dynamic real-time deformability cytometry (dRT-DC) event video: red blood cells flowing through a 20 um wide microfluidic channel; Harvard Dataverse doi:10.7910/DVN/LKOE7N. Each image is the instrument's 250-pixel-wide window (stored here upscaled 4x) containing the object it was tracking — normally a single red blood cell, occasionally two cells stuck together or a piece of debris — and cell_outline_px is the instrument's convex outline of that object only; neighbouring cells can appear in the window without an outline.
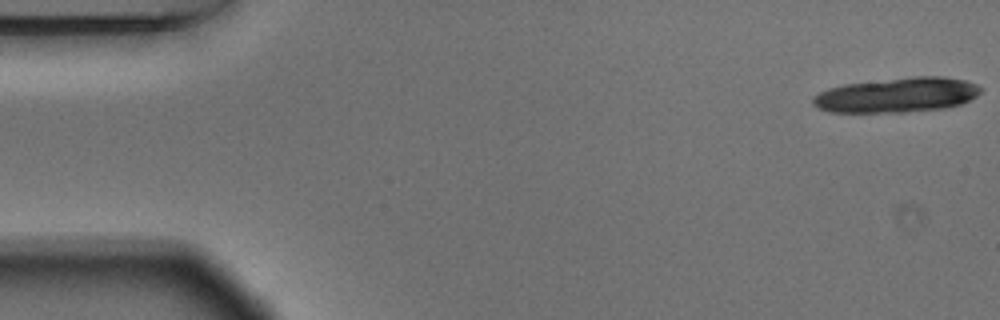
{"species": "Egyptian fruit bat (a non-hibernating species)", "species_latin": "Rousettus aegyptiacus", "temperature_condition": "warm", "stored_images_in_passage": 6, "camera_frame_rate_fps": 3000, "um_per_image_px": 0.085, "animal": {"sex": "male"}, "frame": {"image": 1, "passage_image": 1, "time_ms": 0.0, "image_size_px": [1000, 320], "cell_outline_px": [[984, 88], [976, 96], [960, 104], [944, 108], [904, 112], [828, 112], [812, 104], [812, 96], [828, 88], [844, 84], [912, 76], [944, 76], [964, 80], [976, 84]], "centroid_in_image_um": [76.24, 8.07], "position_along_channel_um": 8.8, "area_um2": 34.1}}